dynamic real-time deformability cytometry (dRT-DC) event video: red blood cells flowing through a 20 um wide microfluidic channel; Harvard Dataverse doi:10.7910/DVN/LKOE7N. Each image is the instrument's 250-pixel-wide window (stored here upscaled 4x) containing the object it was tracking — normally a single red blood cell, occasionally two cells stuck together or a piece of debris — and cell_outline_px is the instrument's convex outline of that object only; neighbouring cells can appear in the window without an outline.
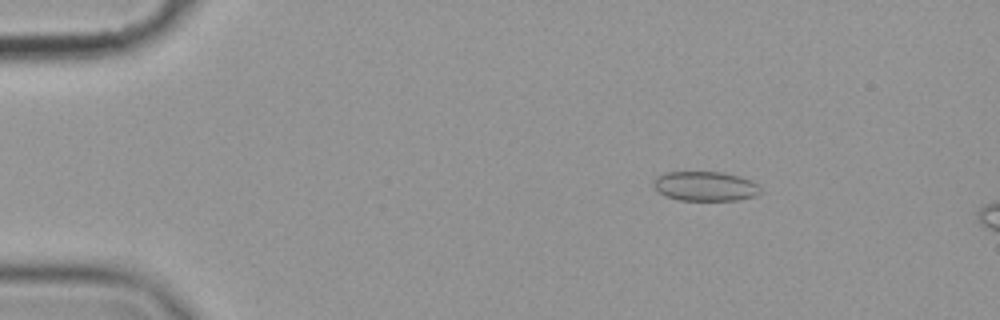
{"species": "common noctule bat (a hibernating species)", "species_latin": "Nyctalus noctula", "temperature_condition": "cold", "stored_images_in_passage": 13, "camera_frame_rate_fps": 3000, "um_per_image_px": 0.085, "animal": {"sex": "female", "body_mass_g": 19.9}, "frame": {"image": 1, "passage_image": 8, "time_ms": 2.333, "image_size_px": [1000, 320], "cell_outline_px": [[764, 192], [756, 196], [736, 200], [676, 200], [660, 192], [652, 184], [656, 176], [664, 172], [720, 172], [736, 176], [748, 180], [756, 184]], "centroid_in_image_um": [59.93, 15.83], "position_along_channel_um": 25.1, "area_um2": 18.26}}